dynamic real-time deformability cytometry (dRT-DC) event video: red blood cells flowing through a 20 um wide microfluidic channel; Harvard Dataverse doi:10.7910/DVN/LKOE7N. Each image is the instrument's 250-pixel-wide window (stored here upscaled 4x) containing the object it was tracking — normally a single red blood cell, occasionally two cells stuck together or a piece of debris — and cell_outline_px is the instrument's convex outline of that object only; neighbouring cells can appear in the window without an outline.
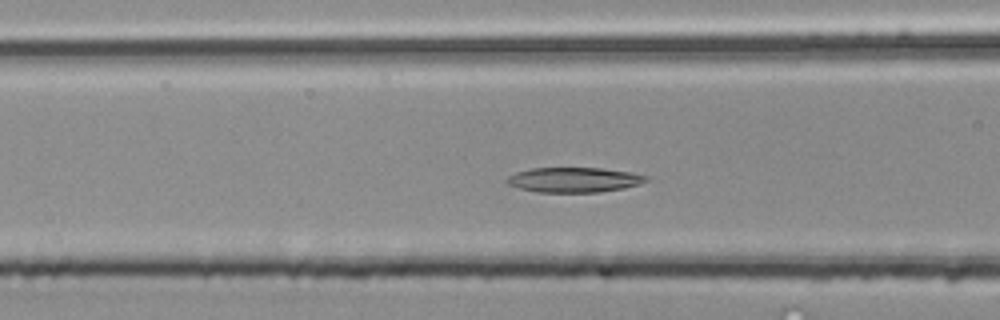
{"species": "common noctule bat (a hibernating species)", "species_latin": "Nyctalus noctula", "temperature_condition": "room temperature", "stored_images_in_passage": 48, "camera_frame_rate_fps": 3000, "um_per_image_px": 0.085, "animal": {"sex": "male", "body_mass_g": 20.4}, "frame": {"image": 1, "passage_image": 17, "time_ms": 5.333, "image_size_px": [1000, 320], "cell_outline_px": [[648, 180], [640, 184], [624, 188], [600, 192], [536, 192], [520, 188], [508, 184], [504, 180], [508, 176], [516, 172], [532, 168], [600, 168], [628, 172], [648, 176]], "centroid_in_image_um": [48.77, 15.29], "position_along_channel_um": 117.8, "area_um2": 20.17}}
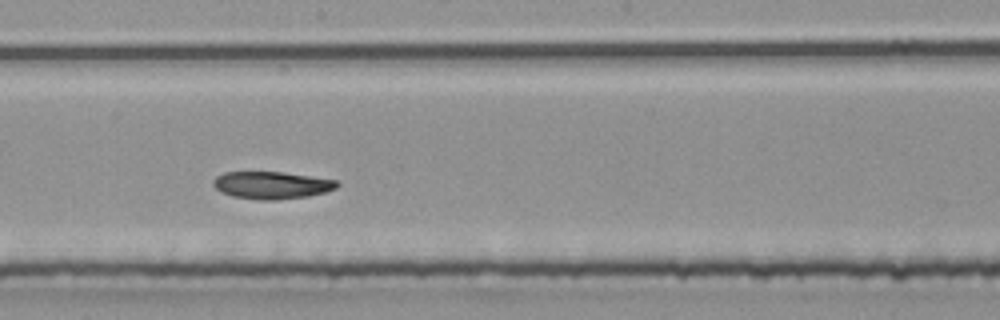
{"frame": {"image": 2, "passage_image": 25, "time_ms": 8.0, "image_size_px": [1000, 320], "cell_outline_px": [[340, 184], [336, 188], [324, 192], [308, 196], [276, 200], [260, 200], [232, 196], [220, 192], [212, 184], [212, 180], [216, 176], [224, 172], [284, 172], [336, 180]], "centroid_in_image_um": [23.06, 15.74], "position_along_channel_um": 225.1, "area_um2": 19.77}}
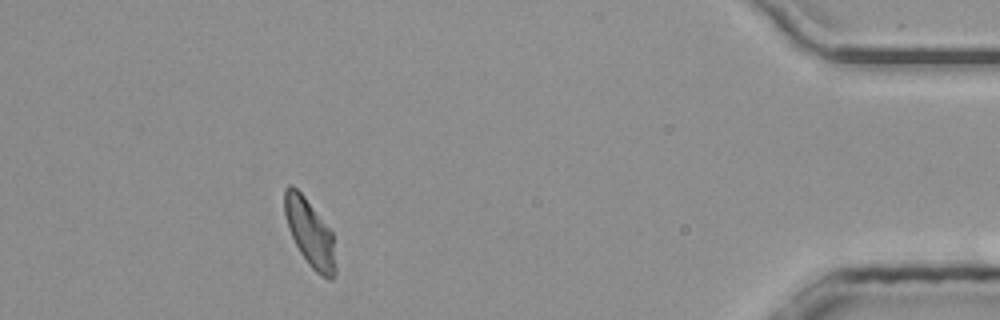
{"frame": {"image": 3, "passage_image": 43, "time_ms": 14.0, "image_size_px": [1000, 320], "cell_outline_px": [[336, 276], [332, 280], [328, 280], [320, 276], [308, 264], [300, 252], [288, 228], [284, 212], [284, 188], [288, 184], [292, 184], [304, 196], [332, 232], [336, 268]], "centroid_in_image_um": [26.34, 19.82], "position_along_channel_um": 408.9, "area_um2": 20.0}, "authors_computed_cell_mechanics": {"area_um2": 20.2589, "velocity_mm_per_s": 4.0287, "shape_relaxation_time_tau1_ms": 8.5312, "shape_relaxation_time_tau2_ms": 5.994, "deformation_change_tau1": 0.17, "deformation_change_tau2": 0.1049}}